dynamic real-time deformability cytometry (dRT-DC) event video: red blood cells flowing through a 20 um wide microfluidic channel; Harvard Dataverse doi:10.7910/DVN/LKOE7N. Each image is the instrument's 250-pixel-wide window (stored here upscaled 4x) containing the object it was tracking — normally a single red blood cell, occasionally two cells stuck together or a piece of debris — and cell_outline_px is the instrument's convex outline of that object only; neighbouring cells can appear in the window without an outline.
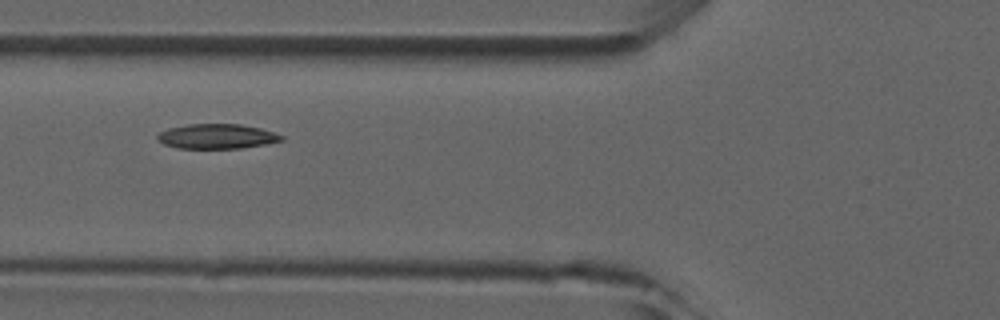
{"species": "common noctule bat (a hibernating species)", "species_latin": "Nyctalus noctula", "temperature_condition": "room temperature", "stored_images_in_passage": 3, "camera_frame_rate_fps": 3000, "um_per_image_px": 0.085, "animal": {"sex": "male", "forearm_length_mm": 52.5}, "frame": {"image": 1, "passage_image": 3, "time_ms": 2.0, "image_size_px": [1000, 320], "cell_outline_px": [[284, 140], [264, 144], [240, 148], [176, 148], [164, 144], [156, 140], [156, 136], [160, 132], [168, 128], [188, 124], [240, 124], [260, 128], [284, 136]], "centroid_in_image_um": [18.39, 11.59], "position_along_channel_um": 107.4, "area_um2": 17.86}}